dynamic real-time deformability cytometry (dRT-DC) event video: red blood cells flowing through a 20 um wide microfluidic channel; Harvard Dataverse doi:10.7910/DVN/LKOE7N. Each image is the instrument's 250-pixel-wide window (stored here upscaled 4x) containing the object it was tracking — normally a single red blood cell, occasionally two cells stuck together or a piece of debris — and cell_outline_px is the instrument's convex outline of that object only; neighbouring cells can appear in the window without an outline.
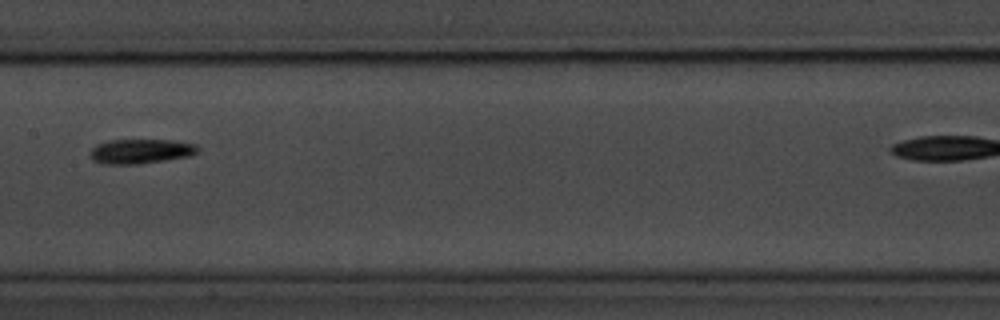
{"species": "common noctule bat (a hibernating species)", "species_latin": "Nyctalus noctula", "temperature_condition": "room temperature", "stored_images_in_passage": 6, "camera_frame_rate_fps": 3000, "um_per_image_px": 0.085, "animal": {"sex": "male", "body_mass_g": 20.1, "forearm_length_mm": 53.5}, "frame": {"image": 1, "passage_image": 5, "time_ms": 4.333, "image_size_px": [1000, 320], "cell_outline_px": [[200, 152], [192, 156], [136, 164], [100, 164], [92, 160], [88, 156], [88, 152], [96, 144], [108, 140], [172, 140], [196, 144], [200, 148]], "centroid_in_image_um": [11.94, 12.86], "position_along_channel_um": 195.5, "area_um2": 15.78}}